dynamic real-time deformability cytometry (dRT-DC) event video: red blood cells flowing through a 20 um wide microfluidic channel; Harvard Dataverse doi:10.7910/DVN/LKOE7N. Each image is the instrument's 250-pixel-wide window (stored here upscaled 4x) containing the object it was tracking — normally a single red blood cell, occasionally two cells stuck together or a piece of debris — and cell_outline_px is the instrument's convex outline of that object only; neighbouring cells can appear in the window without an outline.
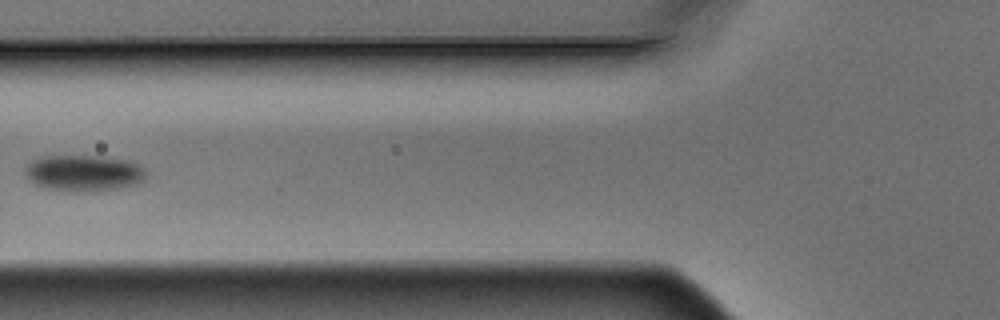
{"species": "Egyptian fruit bat (a non-hibernating species)", "species_latin": "Rousettus aegyptiacus", "temperature_condition": "warm", "stored_images_in_passage": 6, "camera_frame_rate_fps": 3000, "um_per_image_px": 0.085, "animal": {"sex": "male"}, "frame": {"image": 1, "passage_image": 6, "time_ms": 1.667, "image_size_px": [1000, 320], "cell_outline_px": [[148, 172], [144, 180], [136, 184], [120, 188], [92, 192], [64, 192], [44, 188], [28, 180], [24, 176], [24, 168], [32, 160], [40, 156], [96, 156], [132, 160], [140, 164]], "centroid_in_image_um": [7.12, 14.72], "position_along_channel_um": 118.7, "area_um2": 26.36}}